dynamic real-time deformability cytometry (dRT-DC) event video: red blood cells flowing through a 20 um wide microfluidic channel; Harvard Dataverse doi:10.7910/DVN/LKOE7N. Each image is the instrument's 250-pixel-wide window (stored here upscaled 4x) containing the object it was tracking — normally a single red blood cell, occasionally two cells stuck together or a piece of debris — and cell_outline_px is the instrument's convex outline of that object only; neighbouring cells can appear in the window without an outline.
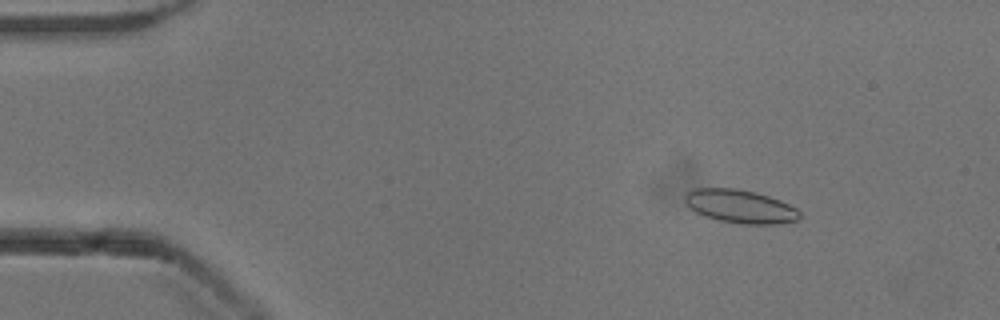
{"species": "common noctule bat (a hibernating species)", "species_latin": "Nyctalus noctula", "temperature_condition": "cold", "stored_images_in_passage": 52, "camera_frame_rate_fps": 3000, "um_per_image_px": 0.085, "animal": {"sex": "male", "body_mass_g": 13.3}, "frame": {"image": 1, "passage_image": 6, "time_ms": 1.667, "image_size_px": [1000, 320], "cell_outline_px": [[800, 220], [776, 224], [740, 224], [720, 220], [704, 216], [696, 212], [684, 200], [684, 196], [688, 192], [696, 188], [736, 188], [756, 192], [780, 200], [796, 208], [800, 212]], "centroid_in_image_um": [62.95, 17.54], "position_along_channel_um": 22.1, "area_um2": 22.25}}
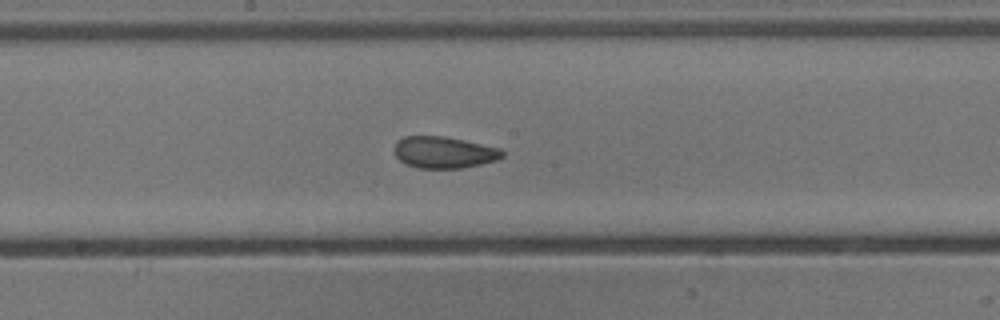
{"frame": {"image": 2, "passage_image": 27, "time_ms": 8.667, "image_size_px": [1000, 320], "cell_outline_px": [[504, 156], [496, 160], [480, 164], [460, 168], [416, 168], [404, 164], [396, 156], [396, 140], [404, 136], [444, 136], [500, 148], [504, 152]], "centroid_in_image_um": [37.72, 12.95], "position_along_channel_um": 210.5, "area_um2": 19.83}}
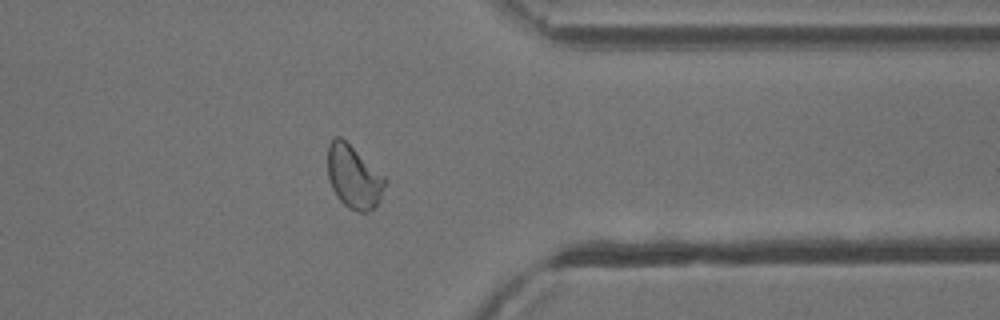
{"frame": {"image": 3, "passage_image": 41, "time_ms": 13.333, "image_size_px": [1000, 320], "cell_outline_px": [[388, 180], [380, 200], [368, 212], [360, 212], [348, 208], [340, 200], [332, 188], [328, 176], [328, 144], [336, 136], [340, 136], [384, 176]], "centroid_in_image_um": [30.07, 15.05], "position_along_channel_um": 381.3, "area_um2": 20.81}, "authors_computed_cell_mechanics": {"area_um2": 21.1837, "velocity_mm_per_s": 3.8761, "shape_relaxation_time_tau1_ms": 8.1544, "shape_relaxation_time_tau2_ms": 1.6762, "deformation_change_tau1": 0.1601, "deformation_change_tau2": 0.0653}}